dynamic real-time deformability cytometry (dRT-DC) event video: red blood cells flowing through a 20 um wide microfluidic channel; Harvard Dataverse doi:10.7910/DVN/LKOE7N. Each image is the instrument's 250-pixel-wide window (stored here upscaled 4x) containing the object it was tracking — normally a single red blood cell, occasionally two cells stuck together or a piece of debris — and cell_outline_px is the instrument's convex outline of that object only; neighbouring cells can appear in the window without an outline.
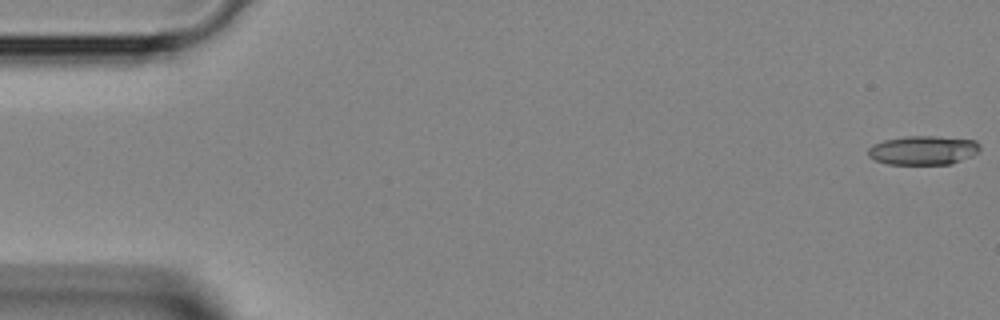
{"species": "Egyptian fruit bat (a non-hibernating species)", "species_latin": "Rousettus aegyptiacus", "temperature_condition": "room temperature", "stored_images_in_passage": 44, "camera_frame_rate_fps": 3000, "um_per_image_px": 0.085, "animal": {"sex": "female"}, "frame": {"image": 1, "passage_image": 1, "time_ms": 0.0, "image_size_px": [1000, 320], "cell_outline_px": [[980, 148], [972, 156], [952, 164], [888, 164], [876, 160], [868, 156], [868, 148], [872, 144], [884, 140], [904, 136], [936, 136], [976, 140], [980, 144]], "centroid_in_image_um": [78.47, 12.76], "position_along_channel_um": 6.5, "area_um2": 19.02}}
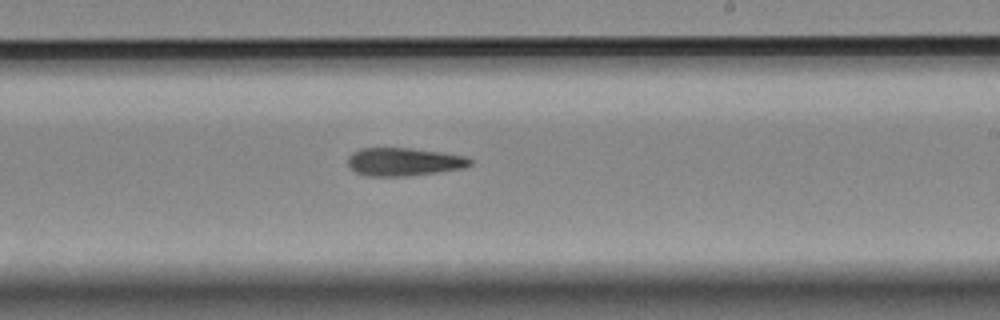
{"frame": {"image": 2, "passage_image": 26, "time_ms": 8.333, "image_size_px": [1000, 320], "cell_outline_px": [[472, 164], [464, 168], [436, 172], [404, 176], [368, 176], [356, 172], [348, 168], [348, 156], [352, 152], [360, 148], [412, 148], [444, 152], [468, 156], [472, 160]], "centroid_in_image_um": [34.33, 13.74], "position_along_channel_um": 254.7, "area_um2": 20.23}}
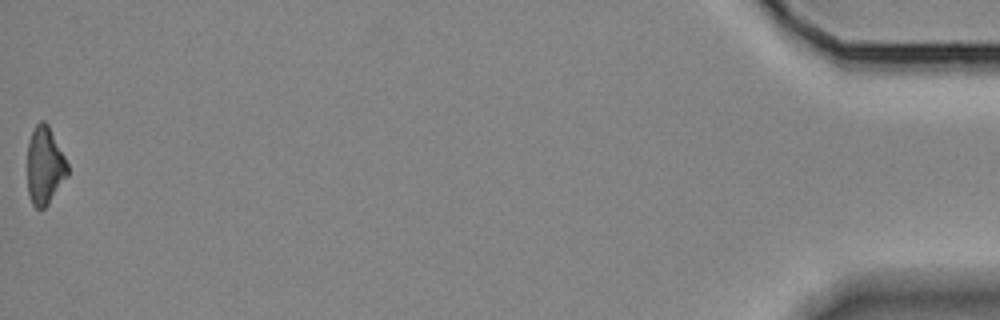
{"frame": {"image": 3, "passage_image": 44, "time_ms": 14.333, "image_size_px": [1000, 320], "cell_outline_px": [[68, 176], [48, 204], [44, 208], [36, 208], [32, 204], [28, 192], [28, 144], [32, 132], [36, 124], [40, 120], [44, 120], [48, 124], [68, 164]], "centroid_in_image_um": [3.81, 14.09], "position_along_channel_um": 431.4, "area_um2": 18.09}}